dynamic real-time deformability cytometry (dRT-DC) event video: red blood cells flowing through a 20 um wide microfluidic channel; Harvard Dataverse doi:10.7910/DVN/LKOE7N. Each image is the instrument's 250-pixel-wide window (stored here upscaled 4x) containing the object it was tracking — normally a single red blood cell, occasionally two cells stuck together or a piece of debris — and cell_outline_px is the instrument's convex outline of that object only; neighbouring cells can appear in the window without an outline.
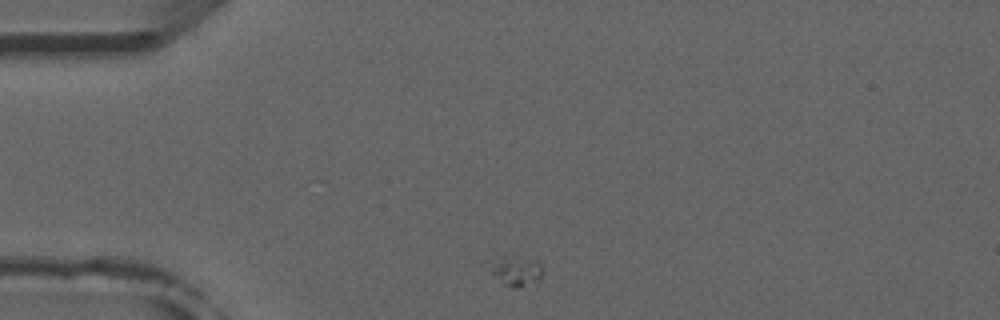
{"species": "common noctule bat (a hibernating species)", "species_latin": "Nyctalus noctula", "temperature_condition": "room temperature", "stored_images_in_passage": 42, "camera_frame_rate_fps": 3000, "um_per_image_px": 0.085, "animal": {"sex": "male", "forearm_length_mm": 52.5}, "frame": {"image": 1, "passage_image": 1, "time_ms": 0.0, "image_size_px": [1000, 320], "cell_outline_px": [[540, 280], [536, 288], [512, 288], [504, 284], [480, 264], [484, 260], [504, 256], [536, 260], [540, 264]], "centroid_in_image_um": [43.74, 23.06], "position_along_channel_um": 41.3, "area_um2": 10.12}}
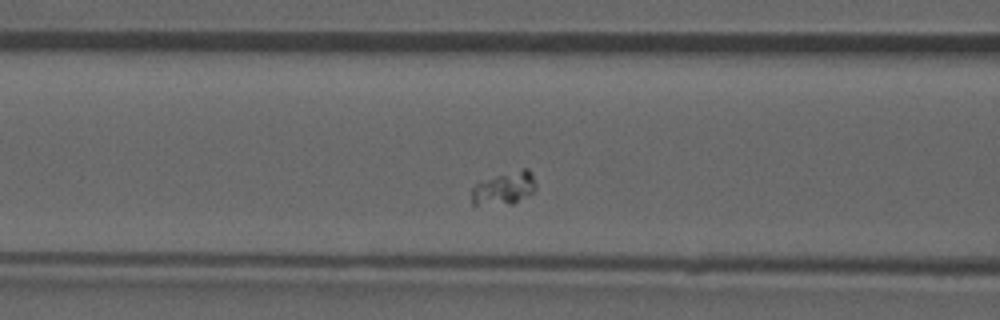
{"frame": {"image": 2, "passage_image": 10, "time_ms": 3.0, "image_size_px": [1000, 320], "cell_outline_px": [[536, 188], [532, 192], [512, 204], [472, 204], [472, 188], [480, 180], [524, 168], [528, 168], [532, 172], [536, 184]], "centroid_in_image_um": [42.86, 15.98], "position_along_channel_um": 123.7, "area_um2": 12.2}}
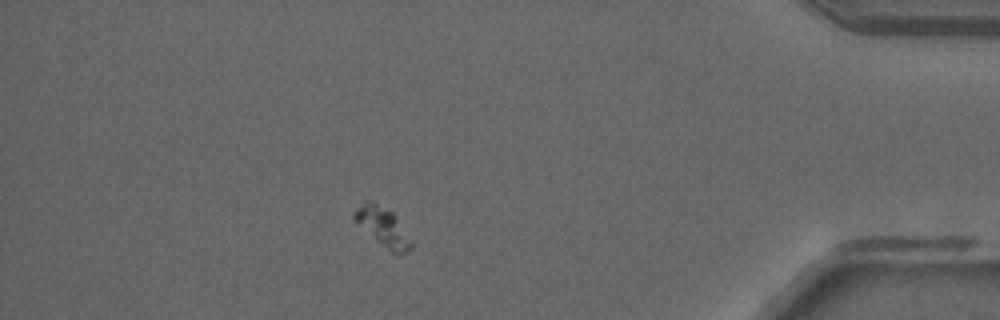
{"frame": {"image": 3, "passage_image": 36, "time_ms": 11.667, "image_size_px": [1000, 320], "cell_outline_px": [[412, 248], [404, 252], [392, 252], [352, 220], [352, 212], [364, 200], [372, 200], [392, 212], [396, 216], [412, 240]], "centroid_in_image_um": [32.5, 19.21], "position_along_channel_um": 402.7, "area_um2": 12.77}}